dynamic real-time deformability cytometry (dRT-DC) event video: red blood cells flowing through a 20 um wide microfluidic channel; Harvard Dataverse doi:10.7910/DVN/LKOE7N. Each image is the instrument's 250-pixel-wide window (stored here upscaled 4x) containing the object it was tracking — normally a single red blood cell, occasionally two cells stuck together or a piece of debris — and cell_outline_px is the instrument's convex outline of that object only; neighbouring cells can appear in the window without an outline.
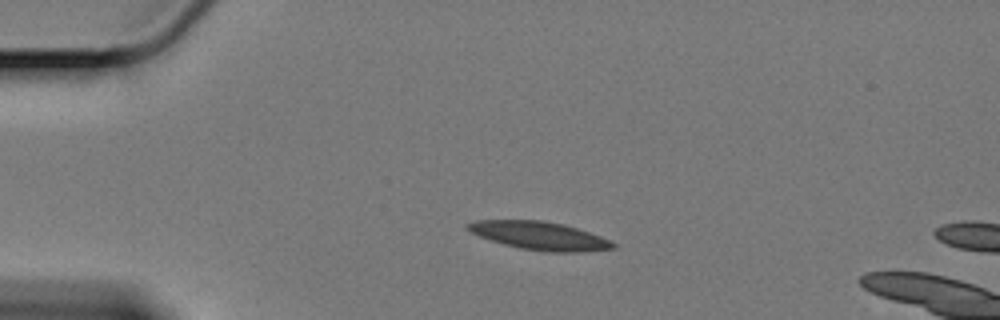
{"species": "Egyptian fruit bat (a non-hibernating species)", "species_latin": "Rousettus aegyptiacus", "temperature_condition": "cold", "stored_images_in_passage": 19, "camera_frame_rate_fps": 3000, "um_per_image_px": 0.085, "animal": {"sex": "female"}, "frame": {"image": 1, "passage_image": 14, "time_ms": 4.333, "image_size_px": [1000, 320], "cell_outline_px": [[616, 248], [580, 252], [544, 252], [520, 248], [504, 244], [480, 236], [464, 228], [464, 224], [476, 220], [540, 220], [564, 224], [600, 236], [616, 244]], "centroid_in_image_um": [45.84, 20.03], "position_along_channel_um": 39.2, "area_um2": 23.76}}